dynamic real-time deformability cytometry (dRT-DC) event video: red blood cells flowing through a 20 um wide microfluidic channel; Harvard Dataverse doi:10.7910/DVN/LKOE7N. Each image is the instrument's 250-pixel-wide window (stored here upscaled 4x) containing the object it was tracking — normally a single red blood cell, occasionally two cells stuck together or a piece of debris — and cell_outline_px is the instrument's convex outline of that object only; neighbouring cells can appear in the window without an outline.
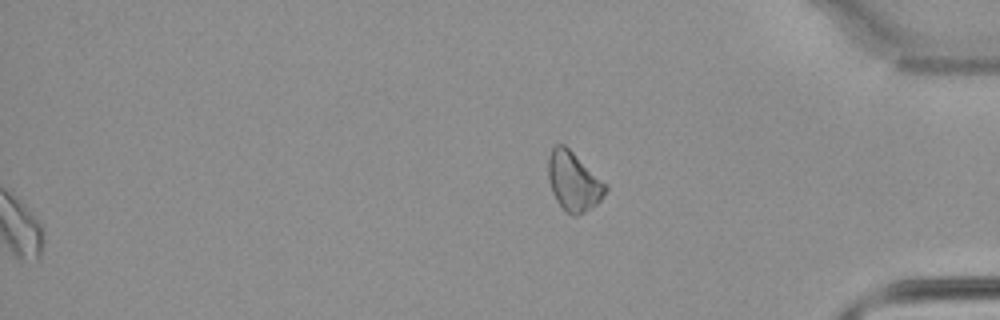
{"species": "common noctule bat (a hibernating species)", "species_latin": "Nyctalus noctula", "temperature_condition": "warm", "stored_images_in_passage": 41, "segment_of_instrument_passage": [2, 2], "camera_frame_rate_fps": 3000, "um_per_image_px": 0.085, "animal": {"sex": "male", "body_mass_g": 21.5, "forearm_length_mm": 52.0}, "frame": {"image": 1, "passage_image": 41, "time_ms": 13.333, "image_size_px": [1000, 320], "cell_outline_px": [[608, 188], [600, 200], [596, 204], [584, 212], [576, 216], [572, 216], [564, 212], [556, 200], [552, 192], [548, 176], [548, 156], [552, 148], [556, 144], [564, 144], [608, 184]], "centroid_in_image_um": [48.75, 15.43], "position_along_channel_um": 386.4, "area_um2": 19.88}}